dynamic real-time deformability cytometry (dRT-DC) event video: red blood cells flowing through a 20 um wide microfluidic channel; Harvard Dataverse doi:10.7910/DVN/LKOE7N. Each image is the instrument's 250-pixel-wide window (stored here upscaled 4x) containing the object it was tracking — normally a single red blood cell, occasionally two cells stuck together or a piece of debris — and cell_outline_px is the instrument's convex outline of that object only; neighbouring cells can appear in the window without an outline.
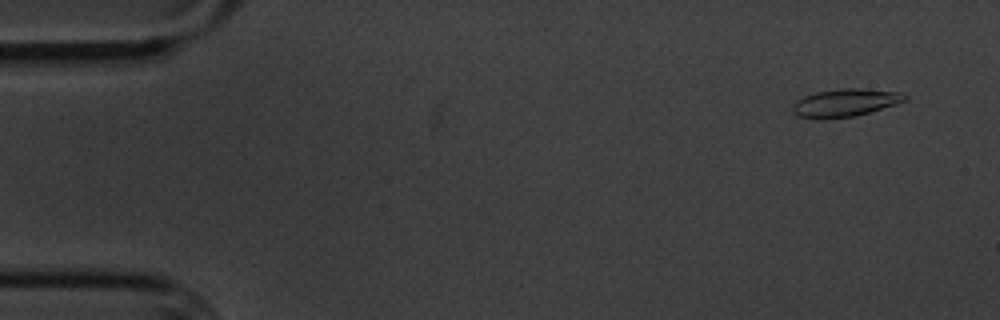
{"species": "common noctule bat (a hibernating species)", "species_latin": "Nyctalus noctula", "temperature_condition": "cold", "stored_images_in_passage": 4, "camera_frame_rate_fps": 3000, "um_per_image_px": 0.085, "animal": {"sex": "male", "body_mass_g": 20.1, "forearm_length_mm": 53.5}, "frame": {"image": 1, "passage_image": 1, "time_ms": 0.0, "image_size_px": [1000, 320], "cell_outline_px": [[908, 100], [856, 116], [824, 120], [816, 120], [796, 116], [792, 112], [792, 104], [796, 100], [804, 96], [816, 92], [840, 88], [860, 88], [900, 92], [908, 96]], "centroid_in_image_um": [71.78, 8.75], "position_along_channel_um": 13.2, "area_um2": 18.61}}
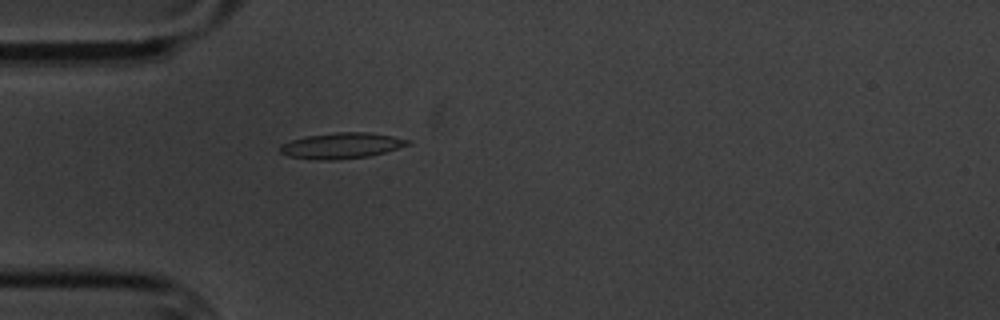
{"frame": {"image": 2, "passage_image": 4, "time_ms": 4.333, "image_size_px": [1000, 320], "cell_outline_px": [[412, 144], [384, 152], [368, 156], [336, 160], [320, 160], [288, 156], [280, 152], [280, 144], [304, 136], [336, 132], [368, 132], [392, 136], [412, 140]], "centroid_in_image_um": [29.04, 12.37], "position_along_channel_um": 56.0, "area_um2": 19.25}}